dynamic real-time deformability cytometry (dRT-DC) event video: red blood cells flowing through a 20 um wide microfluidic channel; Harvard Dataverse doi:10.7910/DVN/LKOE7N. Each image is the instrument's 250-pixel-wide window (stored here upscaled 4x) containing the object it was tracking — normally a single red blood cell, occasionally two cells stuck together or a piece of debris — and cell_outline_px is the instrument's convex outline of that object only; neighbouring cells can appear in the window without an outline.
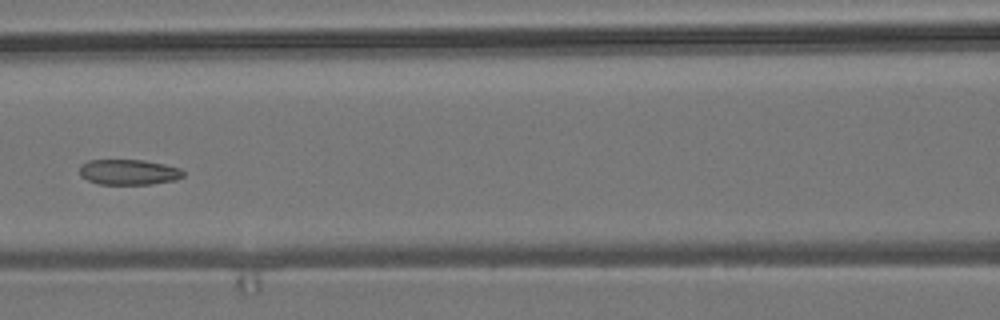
{"species": "common noctule bat (a hibernating species)", "species_latin": "Nyctalus noctula", "temperature_condition": "room temperature", "stored_images_in_passage": 9, "camera_frame_rate_fps": 3000, "um_per_image_px": 0.085, "animal": {"sex": "male", "body_mass_g": 19.2, "forearm_length_mm": 51.8}, "frame": {"image": 1, "passage_image": 7, "time_ms": 2.0, "image_size_px": [1000, 320], "cell_outline_px": [[184, 176], [176, 180], [152, 184], [96, 184], [80, 176], [80, 164], [88, 160], [144, 160], [164, 164], [180, 168], [184, 172]], "centroid_in_image_um": [10.93, 14.63], "position_along_channel_um": 155.7, "area_um2": 15.49}}
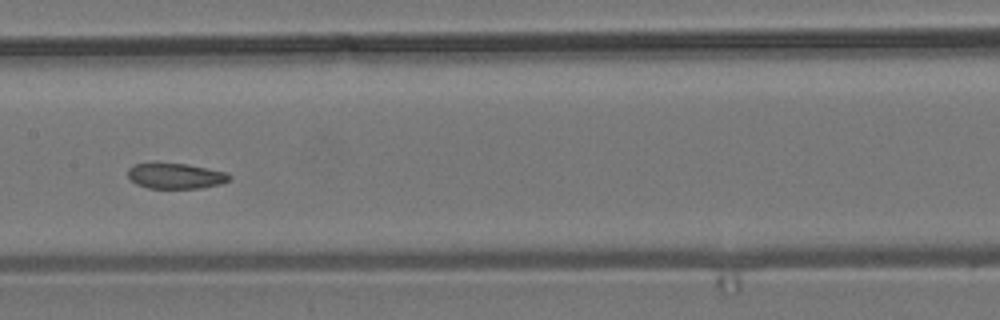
{"frame": {"image": 2, "passage_image": 8, "time_ms": 2.333, "image_size_px": [1000, 320], "cell_outline_px": [[232, 180], [220, 184], [200, 188], [148, 188], [136, 184], [128, 176], [128, 168], [132, 164], [152, 160], [188, 164], [224, 172], [232, 176]], "centroid_in_image_um": [14.86, 14.91], "position_along_channel_um": 192.5, "area_um2": 15.72}}
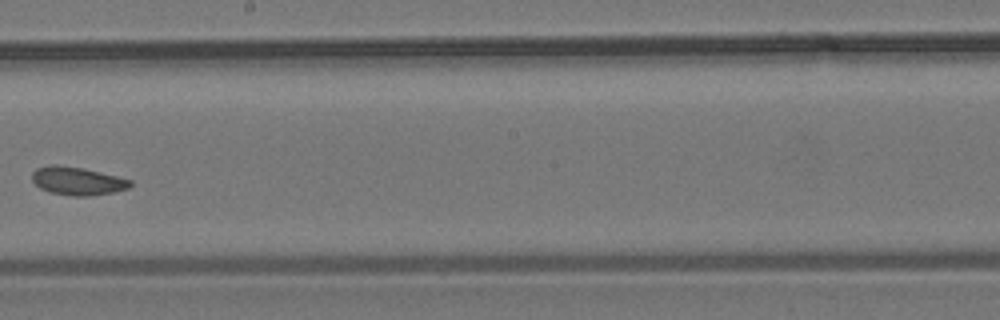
{"frame": {"image": 3, "passage_image": 9, "time_ms": 2.667, "image_size_px": [1000, 320], "cell_outline_px": [[132, 184], [128, 188], [112, 192], [92, 196], [72, 196], [52, 192], [40, 188], [32, 180], [32, 172], [36, 168], [52, 164], [56, 164], [80, 168], [100, 172], [132, 180]], "centroid_in_image_um": [6.57, 15.38], "position_along_channel_um": 241.6, "area_um2": 15.95}}